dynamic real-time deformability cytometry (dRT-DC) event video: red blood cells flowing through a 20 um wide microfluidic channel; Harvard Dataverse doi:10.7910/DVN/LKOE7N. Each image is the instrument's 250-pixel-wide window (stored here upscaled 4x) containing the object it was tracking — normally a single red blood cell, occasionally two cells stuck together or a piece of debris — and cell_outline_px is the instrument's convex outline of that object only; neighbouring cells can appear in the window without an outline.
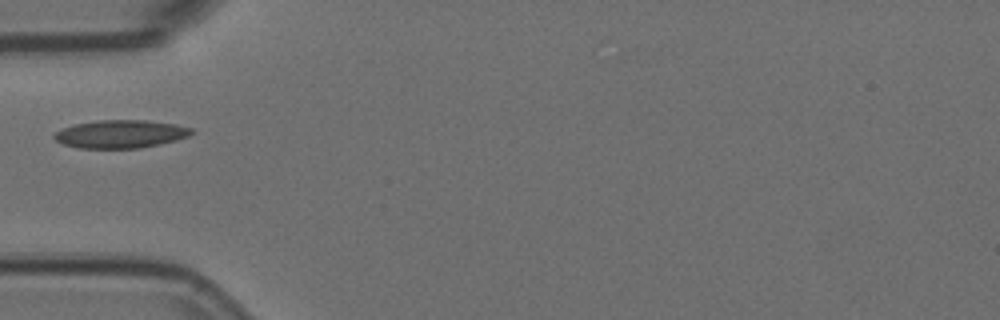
{"species": "Egyptian fruit bat (a non-hibernating species)", "species_latin": "Rousettus aegyptiacus", "temperature_condition": "room temperature", "stored_images_in_passage": 1, "camera_frame_rate_fps": 3000, "um_per_image_px": 0.085, "animal": {"sex": "female"}, "frame": {"image": 1, "passage_image": 1, "time_ms": 0.0, "image_size_px": [1000, 320], "cell_outline_px": [[196, 132], [188, 136], [176, 140], [160, 144], [140, 148], [80, 148], [64, 144], [56, 140], [52, 136], [56, 132], [72, 124], [100, 120], [144, 120], [176, 124], [192, 128]], "centroid_in_image_um": [10.28, 11.39], "position_along_channel_um": 74.7, "area_um2": 22.43}}